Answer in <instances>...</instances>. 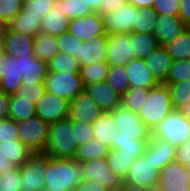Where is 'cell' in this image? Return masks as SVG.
I'll return each instance as SVG.
<instances>
[{"mask_svg": "<svg viewBox=\"0 0 190 191\" xmlns=\"http://www.w3.org/2000/svg\"><path fill=\"white\" fill-rule=\"evenodd\" d=\"M115 126L118 130L111 149L124 150L134 158L143 156L151 130L142 122L138 113L119 106L113 112Z\"/></svg>", "mask_w": 190, "mask_h": 191, "instance_id": "1", "label": "cell"}, {"mask_svg": "<svg viewBox=\"0 0 190 191\" xmlns=\"http://www.w3.org/2000/svg\"><path fill=\"white\" fill-rule=\"evenodd\" d=\"M45 188L61 190L73 189L84 180L81 162L74 159L47 156Z\"/></svg>", "mask_w": 190, "mask_h": 191, "instance_id": "2", "label": "cell"}, {"mask_svg": "<svg viewBox=\"0 0 190 191\" xmlns=\"http://www.w3.org/2000/svg\"><path fill=\"white\" fill-rule=\"evenodd\" d=\"M74 137L72 121L68 117L51 123L44 154L49 157L74 159L78 148Z\"/></svg>", "mask_w": 190, "mask_h": 191, "instance_id": "3", "label": "cell"}, {"mask_svg": "<svg viewBox=\"0 0 190 191\" xmlns=\"http://www.w3.org/2000/svg\"><path fill=\"white\" fill-rule=\"evenodd\" d=\"M174 110L170 92L166 85L159 83L149 90L138 116L152 131L171 111Z\"/></svg>", "mask_w": 190, "mask_h": 191, "instance_id": "4", "label": "cell"}, {"mask_svg": "<svg viewBox=\"0 0 190 191\" xmlns=\"http://www.w3.org/2000/svg\"><path fill=\"white\" fill-rule=\"evenodd\" d=\"M190 136V120L177 109L171 111L154 129L151 137L161 138L175 148L186 143Z\"/></svg>", "mask_w": 190, "mask_h": 191, "instance_id": "5", "label": "cell"}, {"mask_svg": "<svg viewBox=\"0 0 190 191\" xmlns=\"http://www.w3.org/2000/svg\"><path fill=\"white\" fill-rule=\"evenodd\" d=\"M44 87L46 92L69 102L84 90L80 73L68 72L49 71L44 79Z\"/></svg>", "mask_w": 190, "mask_h": 191, "instance_id": "6", "label": "cell"}, {"mask_svg": "<svg viewBox=\"0 0 190 191\" xmlns=\"http://www.w3.org/2000/svg\"><path fill=\"white\" fill-rule=\"evenodd\" d=\"M18 140L34 153H44L49 136L50 124L38 117L17 123Z\"/></svg>", "mask_w": 190, "mask_h": 191, "instance_id": "7", "label": "cell"}, {"mask_svg": "<svg viewBox=\"0 0 190 191\" xmlns=\"http://www.w3.org/2000/svg\"><path fill=\"white\" fill-rule=\"evenodd\" d=\"M19 168L22 191H42L45 188L44 177L47 168L46 154L33 153Z\"/></svg>", "mask_w": 190, "mask_h": 191, "instance_id": "8", "label": "cell"}, {"mask_svg": "<svg viewBox=\"0 0 190 191\" xmlns=\"http://www.w3.org/2000/svg\"><path fill=\"white\" fill-rule=\"evenodd\" d=\"M137 7L126 2L110 13H102L105 33L109 35L131 33L136 23Z\"/></svg>", "mask_w": 190, "mask_h": 191, "instance_id": "9", "label": "cell"}, {"mask_svg": "<svg viewBox=\"0 0 190 191\" xmlns=\"http://www.w3.org/2000/svg\"><path fill=\"white\" fill-rule=\"evenodd\" d=\"M159 171L154 168L149 158L144 155L134 159L127 176L123 180L132 186L155 191L158 185Z\"/></svg>", "mask_w": 190, "mask_h": 191, "instance_id": "10", "label": "cell"}, {"mask_svg": "<svg viewBox=\"0 0 190 191\" xmlns=\"http://www.w3.org/2000/svg\"><path fill=\"white\" fill-rule=\"evenodd\" d=\"M81 166L84 172V180L99 182L109 191H116L123 182L109 168L107 158L86 161L81 163Z\"/></svg>", "mask_w": 190, "mask_h": 191, "instance_id": "11", "label": "cell"}, {"mask_svg": "<svg viewBox=\"0 0 190 191\" xmlns=\"http://www.w3.org/2000/svg\"><path fill=\"white\" fill-rule=\"evenodd\" d=\"M69 115V101L56 95L44 92L35 103V117L49 124L67 118Z\"/></svg>", "mask_w": 190, "mask_h": 191, "instance_id": "12", "label": "cell"}, {"mask_svg": "<svg viewBox=\"0 0 190 191\" xmlns=\"http://www.w3.org/2000/svg\"><path fill=\"white\" fill-rule=\"evenodd\" d=\"M155 191H190L187 181V166L173 161L159 172Z\"/></svg>", "mask_w": 190, "mask_h": 191, "instance_id": "13", "label": "cell"}, {"mask_svg": "<svg viewBox=\"0 0 190 191\" xmlns=\"http://www.w3.org/2000/svg\"><path fill=\"white\" fill-rule=\"evenodd\" d=\"M16 60L18 73L21 74V85L44 84L49 72L47 61L35 55H20Z\"/></svg>", "mask_w": 190, "mask_h": 191, "instance_id": "14", "label": "cell"}, {"mask_svg": "<svg viewBox=\"0 0 190 191\" xmlns=\"http://www.w3.org/2000/svg\"><path fill=\"white\" fill-rule=\"evenodd\" d=\"M134 59L132 32L108 36L107 62L109 65H126Z\"/></svg>", "mask_w": 190, "mask_h": 191, "instance_id": "15", "label": "cell"}, {"mask_svg": "<svg viewBox=\"0 0 190 191\" xmlns=\"http://www.w3.org/2000/svg\"><path fill=\"white\" fill-rule=\"evenodd\" d=\"M102 113L103 111L84 90L69 102L68 118L71 121H81L93 124Z\"/></svg>", "mask_w": 190, "mask_h": 191, "instance_id": "16", "label": "cell"}, {"mask_svg": "<svg viewBox=\"0 0 190 191\" xmlns=\"http://www.w3.org/2000/svg\"><path fill=\"white\" fill-rule=\"evenodd\" d=\"M67 31L83 42L93 37L106 34L101 15L98 12L70 20Z\"/></svg>", "mask_w": 190, "mask_h": 191, "instance_id": "17", "label": "cell"}, {"mask_svg": "<svg viewBox=\"0 0 190 191\" xmlns=\"http://www.w3.org/2000/svg\"><path fill=\"white\" fill-rule=\"evenodd\" d=\"M108 35L103 34L83 42L75 58L80 66L107 61Z\"/></svg>", "mask_w": 190, "mask_h": 191, "instance_id": "18", "label": "cell"}, {"mask_svg": "<svg viewBox=\"0 0 190 191\" xmlns=\"http://www.w3.org/2000/svg\"><path fill=\"white\" fill-rule=\"evenodd\" d=\"M84 91L103 112H113L121 106V96L106 81L87 84Z\"/></svg>", "mask_w": 190, "mask_h": 191, "instance_id": "19", "label": "cell"}, {"mask_svg": "<svg viewBox=\"0 0 190 191\" xmlns=\"http://www.w3.org/2000/svg\"><path fill=\"white\" fill-rule=\"evenodd\" d=\"M21 86V74L18 73L17 60L4 52L0 53V90L5 94H15Z\"/></svg>", "mask_w": 190, "mask_h": 191, "instance_id": "20", "label": "cell"}, {"mask_svg": "<svg viewBox=\"0 0 190 191\" xmlns=\"http://www.w3.org/2000/svg\"><path fill=\"white\" fill-rule=\"evenodd\" d=\"M143 155L160 172L167 164L175 161V147L164 139L151 137Z\"/></svg>", "mask_w": 190, "mask_h": 191, "instance_id": "21", "label": "cell"}, {"mask_svg": "<svg viewBox=\"0 0 190 191\" xmlns=\"http://www.w3.org/2000/svg\"><path fill=\"white\" fill-rule=\"evenodd\" d=\"M187 26L178 16L158 15L153 34L156 36L159 46H164L178 37Z\"/></svg>", "mask_w": 190, "mask_h": 191, "instance_id": "22", "label": "cell"}, {"mask_svg": "<svg viewBox=\"0 0 190 191\" xmlns=\"http://www.w3.org/2000/svg\"><path fill=\"white\" fill-rule=\"evenodd\" d=\"M144 64L158 83L166 80L173 59L164 46H158L144 59Z\"/></svg>", "mask_w": 190, "mask_h": 191, "instance_id": "23", "label": "cell"}, {"mask_svg": "<svg viewBox=\"0 0 190 191\" xmlns=\"http://www.w3.org/2000/svg\"><path fill=\"white\" fill-rule=\"evenodd\" d=\"M33 39L34 37L30 35L6 28L3 39V52L14 57L20 55H34Z\"/></svg>", "mask_w": 190, "mask_h": 191, "instance_id": "24", "label": "cell"}, {"mask_svg": "<svg viewBox=\"0 0 190 191\" xmlns=\"http://www.w3.org/2000/svg\"><path fill=\"white\" fill-rule=\"evenodd\" d=\"M125 68L130 87L151 89L159 84L145 66L143 59L134 58L125 65Z\"/></svg>", "mask_w": 190, "mask_h": 191, "instance_id": "25", "label": "cell"}, {"mask_svg": "<svg viewBox=\"0 0 190 191\" xmlns=\"http://www.w3.org/2000/svg\"><path fill=\"white\" fill-rule=\"evenodd\" d=\"M69 21L61 11V0H56L54 8L48 11L42 18L40 32L51 36H58L67 31Z\"/></svg>", "mask_w": 190, "mask_h": 191, "instance_id": "26", "label": "cell"}, {"mask_svg": "<svg viewBox=\"0 0 190 191\" xmlns=\"http://www.w3.org/2000/svg\"><path fill=\"white\" fill-rule=\"evenodd\" d=\"M41 23V16L29 13V9L23 5L20 13L7 24V28L35 37L40 33Z\"/></svg>", "mask_w": 190, "mask_h": 191, "instance_id": "27", "label": "cell"}, {"mask_svg": "<svg viewBox=\"0 0 190 191\" xmlns=\"http://www.w3.org/2000/svg\"><path fill=\"white\" fill-rule=\"evenodd\" d=\"M115 125L113 113L103 112L92 124L94 139L111 149L113 140H116L118 135V130Z\"/></svg>", "mask_w": 190, "mask_h": 191, "instance_id": "28", "label": "cell"}, {"mask_svg": "<svg viewBox=\"0 0 190 191\" xmlns=\"http://www.w3.org/2000/svg\"><path fill=\"white\" fill-rule=\"evenodd\" d=\"M0 151L15 167L22 166L34 153L19 140L0 142Z\"/></svg>", "mask_w": 190, "mask_h": 191, "instance_id": "29", "label": "cell"}, {"mask_svg": "<svg viewBox=\"0 0 190 191\" xmlns=\"http://www.w3.org/2000/svg\"><path fill=\"white\" fill-rule=\"evenodd\" d=\"M33 52L34 55L41 60H50L59 52L57 36L40 32L33 39Z\"/></svg>", "mask_w": 190, "mask_h": 191, "instance_id": "30", "label": "cell"}, {"mask_svg": "<svg viewBox=\"0 0 190 191\" xmlns=\"http://www.w3.org/2000/svg\"><path fill=\"white\" fill-rule=\"evenodd\" d=\"M109 150L108 146L96 139H92L78 146L74 160L83 163L93 159L107 158Z\"/></svg>", "mask_w": 190, "mask_h": 191, "instance_id": "31", "label": "cell"}, {"mask_svg": "<svg viewBox=\"0 0 190 191\" xmlns=\"http://www.w3.org/2000/svg\"><path fill=\"white\" fill-rule=\"evenodd\" d=\"M134 157L124 150L110 149L107 155L109 168L123 181L127 176L130 166L134 163Z\"/></svg>", "mask_w": 190, "mask_h": 191, "instance_id": "32", "label": "cell"}, {"mask_svg": "<svg viewBox=\"0 0 190 191\" xmlns=\"http://www.w3.org/2000/svg\"><path fill=\"white\" fill-rule=\"evenodd\" d=\"M35 117V104L30 103L26 98H21L15 94L9 99V118L15 122H21L28 118Z\"/></svg>", "mask_w": 190, "mask_h": 191, "instance_id": "33", "label": "cell"}, {"mask_svg": "<svg viewBox=\"0 0 190 191\" xmlns=\"http://www.w3.org/2000/svg\"><path fill=\"white\" fill-rule=\"evenodd\" d=\"M158 46L157 38L153 33L132 32V52L135 59H144Z\"/></svg>", "mask_w": 190, "mask_h": 191, "instance_id": "34", "label": "cell"}, {"mask_svg": "<svg viewBox=\"0 0 190 191\" xmlns=\"http://www.w3.org/2000/svg\"><path fill=\"white\" fill-rule=\"evenodd\" d=\"M173 61L185 60L190 57V30L186 28L173 41L164 45Z\"/></svg>", "mask_w": 190, "mask_h": 191, "instance_id": "35", "label": "cell"}, {"mask_svg": "<svg viewBox=\"0 0 190 191\" xmlns=\"http://www.w3.org/2000/svg\"><path fill=\"white\" fill-rule=\"evenodd\" d=\"M149 90L143 87H129L121 96V106L138 113L143 107L145 98L148 97Z\"/></svg>", "mask_w": 190, "mask_h": 191, "instance_id": "36", "label": "cell"}, {"mask_svg": "<svg viewBox=\"0 0 190 191\" xmlns=\"http://www.w3.org/2000/svg\"><path fill=\"white\" fill-rule=\"evenodd\" d=\"M47 63L49 71L80 73V63L67 53L58 52Z\"/></svg>", "mask_w": 190, "mask_h": 191, "instance_id": "37", "label": "cell"}, {"mask_svg": "<svg viewBox=\"0 0 190 191\" xmlns=\"http://www.w3.org/2000/svg\"><path fill=\"white\" fill-rule=\"evenodd\" d=\"M109 66L107 61L81 66L80 77L83 85L105 81Z\"/></svg>", "mask_w": 190, "mask_h": 191, "instance_id": "38", "label": "cell"}, {"mask_svg": "<svg viewBox=\"0 0 190 191\" xmlns=\"http://www.w3.org/2000/svg\"><path fill=\"white\" fill-rule=\"evenodd\" d=\"M105 81L120 96L130 87L125 65H110Z\"/></svg>", "mask_w": 190, "mask_h": 191, "instance_id": "39", "label": "cell"}, {"mask_svg": "<svg viewBox=\"0 0 190 191\" xmlns=\"http://www.w3.org/2000/svg\"><path fill=\"white\" fill-rule=\"evenodd\" d=\"M156 16L157 13L152 7L137 8L136 23L132 32L152 34L156 25Z\"/></svg>", "mask_w": 190, "mask_h": 191, "instance_id": "40", "label": "cell"}, {"mask_svg": "<svg viewBox=\"0 0 190 191\" xmlns=\"http://www.w3.org/2000/svg\"><path fill=\"white\" fill-rule=\"evenodd\" d=\"M162 84L166 85L169 89L174 109H178L190 100V80Z\"/></svg>", "mask_w": 190, "mask_h": 191, "instance_id": "41", "label": "cell"}, {"mask_svg": "<svg viewBox=\"0 0 190 191\" xmlns=\"http://www.w3.org/2000/svg\"><path fill=\"white\" fill-rule=\"evenodd\" d=\"M61 11L69 19H77L94 13L84 0H61Z\"/></svg>", "mask_w": 190, "mask_h": 191, "instance_id": "42", "label": "cell"}, {"mask_svg": "<svg viewBox=\"0 0 190 191\" xmlns=\"http://www.w3.org/2000/svg\"><path fill=\"white\" fill-rule=\"evenodd\" d=\"M185 80H190V61L188 59L173 61L163 83H177Z\"/></svg>", "mask_w": 190, "mask_h": 191, "instance_id": "43", "label": "cell"}, {"mask_svg": "<svg viewBox=\"0 0 190 191\" xmlns=\"http://www.w3.org/2000/svg\"><path fill=\"white\" fill-rule=\"evenodd\" d=\"M57 44L59 52L75 57L78 54L79 46L83 45V41L74 37L68 31H65L57 36Z\"/></svg>", "mask_w": 190, "mask_h": 191, "instance_id": "44", "label": "cell"}, {"mask_svg": "<svg viewBox=\"0 0 190 191\" xmlns=\"http://www.w3.org/2000/svg\"><path fill=\"white\" fill-rule=\"evenodd\" d=\"M24 0H0V19L9 24L21 11Z\"/></svg>", "mask_w": 190, "mask_h": 191, "instance_id": "45", "label": "cell"}, {"mask_svg": "<svg viewBox=\"0 0 190 191\" xmlns=\"http://www.w3.org/2000/svg\"><path fill=\"white\" fill-rule=\"evenodd\" d=\"M20 168L0 174V191H22Z\"/></svg>", "mask_w": 190, "mask_h": 191, "instance_id": "46", "label": "cell"}, {"mask_svg": "<svg viewBox=\"0 0 190 191\" xmlns=\"http://www.w3.org/2000/svg\"><path fill=\"white\" fill-rule=\"evenodd\" d=\"M72 129H74V139L78 146L94 139V131L91 123L72 121Z\"/></svg>", "mask_w": 190, "mask_h": 191, "instance_id": "47", "label": "cell"}, {"mask_svg": "<svg viewBox=\"0 0 190 191\" xmlns=\"http://www.w3.org/2000/svg\"><path fill=\"white\" fill-rule=\"evenodd\" d=\"M44 84L21 85L16 96L26 98L30 103H37L45 92Z\"/></svg>", "mask_w": 190, "mask_h": 191, "instance_id": "48", "label": "cell"}, {"mask_svg": "<svg viewBox=\"0 0 190 191\" xmlns=\"http://www.w3.org/2000/svg\"><path fill=\"white\" fill-rule=\"evenodd\" d=\"M18 140L17 122L10 118L0 120V142Z\"/></svg>", "mask_w": 190, "mask_h": 191, "instance_id": "49", "label": "cell"}, {"mask_svg": "<svg viewBox=\"0 0 190 191\" xmlns=\"http://www.w3.org/2000/svg\"><path fill=\"white\" fill-rule=\"evenodd\" d=\"M180 0H154L152 8L158 15L178 16Z\"/></svg>", "mask_w": 190, "mask_h": 191, "instance_id": "50", "label": "cell"}, {"mask_svg": "<svg viewBox=\"0 0 190 191\" xmlns=\"http://www.w3.org/2000/svg\"><path fill=\"white\" fill-rule=\"evenodd\" d=\"M56 0H24L23 5L29 9V13L40 15L41 18L54 8Z\"/></svg>", "mask_w": 190, "mask_h": 191, "instance_id": "51", "label": "cell"}, {"mask_svg": "<svg viewBox=\"0 0 190 191\" xmlns=\"http://www.w3.org/2000/svg\"><path fill=\"white\" fill-rule=\"evenodd\" d=\"M175 161L184 166L190 165V139L175 148Z\"/></svg>", "mask_w": 190, "mask_h": 191, "instance_id": "52", "label": "cell"}, {"mask_svg": "<svg viewBox=\"0 0 190 191\" xmlns=\"http://www.w3.org/2000/svg\"><path fill=\"white\" fill-rule=\"evenodd\" d=\"M126 2H128V0H103L100 2V7L97 12L99 14L113 12Z\"/></svg>", "mask_w": 190, "mask_h": 191, "instance_id": "53", "label": "cell"}, {"mask_svg": "<svg viewBox=\"0 0 190 191\" xmlns=\"http://www.w3.org/2000/svg\"><path fill=\"white\" fill-rule=\"evenodd\" d=\"M74 191H109L106 187L96 181L83 180L74 188Z\"/></svg>", "mask_w": 190, "mask_h": 191, "instance_id": "54", "label": "cell"}, {"mask_svg": "<svg viewBox=\"0 0 190 191\" xmlns=\"http://www.w3.org/2000/svg\"><path fill=\"white\" fill-rule=\"evenodd\" d=\"M179 6V18L188 27L190 26V0H180Z\"/></svg>", "mask_w": 190, "mask_h": 191, "instance_id": "55", "label": "cell"}, {"mask_svg": "<svg viewBox=\"0 0 190 191\" xmlns=\"http://www.w3.org/2000/svg\"><path fill=\"white\" fill-rule=\"evenodd\" d=\"M9 99L10 95L0 90V120L9 118Z\"/></svg>", "mask_w": 190, "mask_h": 191, "instance_id": "56", "label": "cell"}, {"mask_svg": "<svg viewBox=\"0 0 190 191\" xmlns=\"http://www.w3.org/2000/svg\"><path fill=\"white\" fill-rule=\"evenodd\" d=\"M16 167L10 163V161L5 158V156L0 151V174L7 173L15 169Z\"/></svg>", "mask_w": 190, "mask_h": 191, "instance_id": "57", "label": "cell"}, {"mask_svg": "<svg viewBox=\"0 0 190 191\" xmlns=\"http://www.w3.org/2000/svg\"><path fill=\"white\" fill-rule=\"evenodd\" d=\"M153 1L154 0H128L129 3L137 8H150L153 6Z\"/></svg>", "mask_w": 190, "mask_h": 191, "instance_id": "58", "label": "cell"}, {"mask_svg": "<svg viewBox=\"0 0 190 191\" xmlns=\"http://www.w3.org/2000/svg\"><path fill=\"white\" fill-rule=\"evenodd\" d=\"M116 191H151L145 188H140L137 186H132L127 183L122 182Z\"/></svg>", "mask_w": 190, "mask_h": 191, "instance_id": "59", "label": "cell"}, {"mask_svg": "<svg viewBox=\"0 0 190 191\" xmlns=\"http://www.w3.org/2000/svg\"><path fill=\"white\" fill-rule=\"evenodd\" d=\"M184 117L190 120V100L177 109Z\"/></svg>", "mask_w": 190, "mask_h": 191, "instance_id": "60", "label": "cell"}, {"mask_svg": "<svg viewBox=\"0 0 190 191\" xmlns=\"http://www.w3.org/2000/svg\"><path fill=\"white\" fill-rule=\"evenodd\" d=\"M103 0H84L86 5H89L94 12H97L100 7V2Z\"/></svg>", "mask_w": 190, "mask_h": 191, "instance_id": "61", "label": "cell"}, {"mask_svg": "<svg viewBox=\"0 0 190 191\" xmlns=\"http://www.w3.org/2000/svg\"><path fill=\"white\" fill-rule=\"evenodd\" d=\"M4 35H5V31H0V53L3 52Z\"/></svg>", "mask_w": 190, "mask_h": 191, "instance_id": "62", "label": "cell"}, {"mask_svg": "<svg viewBox=\"0 0 190 191\" xmlns=\"http://www.w3.org/2000/svg\"><path fill=\"white\" fill-rule=\"evenodd\" d=\"M7 28V24H5L1 19H0V31H5Z\"/></svg>", "mask_w": 190, "mask_h": 191, "instance_id": "63", "label": "cell"}, {"mask_svg": "<svg viewBox=\"0 0 190 191\" xmlns=\"http://www.w3.org/2000/svg\"><path fill=\"white\" fill-rule=\"evenodd\" d=\"M187 181H188V184H189V187H190V165L187 166Z\"/></svg>", "mask_w": 190, "mask_h": 191, "instance_id": "64", "label": "cell"}, {"mask_svg": "<svg viewBox=\"0 0 190 191\" xmlns=\"http://www.w3.org/2000/svg\"><path fill=\"white\" fill-rule=\"evenodd\" d=\"M42 191H54V190L44 188ZM55 191H74V190L73 189H61V190H55Z\"/></svg>", "mask_w": 190, "mask_h": 191, "instance_id": "65", "label": "cell"}]
</instances>
